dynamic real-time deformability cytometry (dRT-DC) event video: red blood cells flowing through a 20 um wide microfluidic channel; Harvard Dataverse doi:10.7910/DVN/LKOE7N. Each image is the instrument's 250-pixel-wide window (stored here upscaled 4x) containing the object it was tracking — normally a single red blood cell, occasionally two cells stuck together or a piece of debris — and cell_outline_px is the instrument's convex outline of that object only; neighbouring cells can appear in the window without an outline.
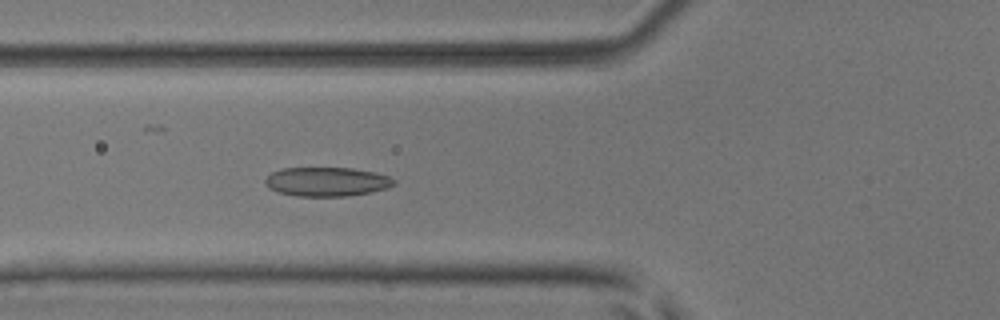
{"species": "common noctule bat (a hibernating species)", "species_latin": "Nyctalus noctula", "temperature_condition": "room temperature", "stored_images_in_passage": 44, "camera_frame_rate_fps": 3000, "um_per_image_px": 0.085, "animal": {"sex": "male", "body_mass_g": 17.9, "forearm_length_mm": 54.2}, "frame": {"image": 1, "passage_image": 14, "time_ms": 4.333, "image_size_px": [1000, 320], "cell_outline_px": [[396, 184], [388, 188], [372, 192], [348, 196], [296, 196], [280, 192], [268, 188], [264, 184], [264, 180], [272, 172], [284, 168], [352, 168], [372, 172], [388, 176], [396, 180]], "centroid_in_image_um": [27.79, 15.45], "position_along_channel_um": 98.0, "area_um2": 21.85}}
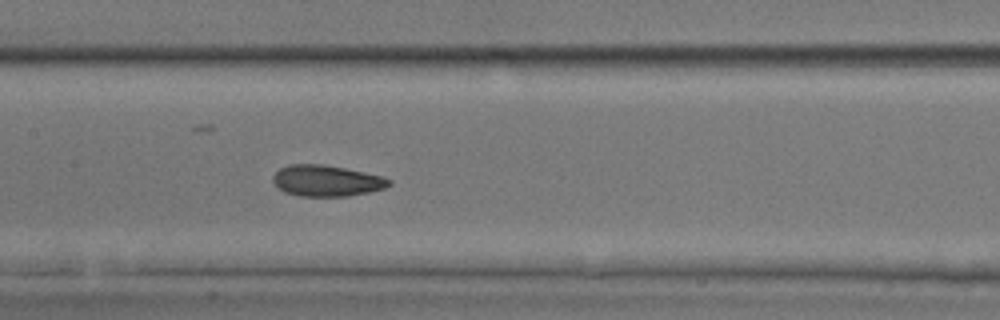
{"frame": {"image": 2, "passage_image": 20, "time_ms": 6.333, "image_size_px": [1000, 320], "cell_outline_px": [[392, 184], [384, 188], [368, 192], [348, 196], [300, 196], [284, 192], [276, 188], [272, 180], [272, 176], [280, 168], [288, 164], [324, 164], [384, 176], [392, 180]], "centroid_in_image_um": [27.74, 15.36], "position_along_channel_um": 179.7, "area_um2": 21.27}}
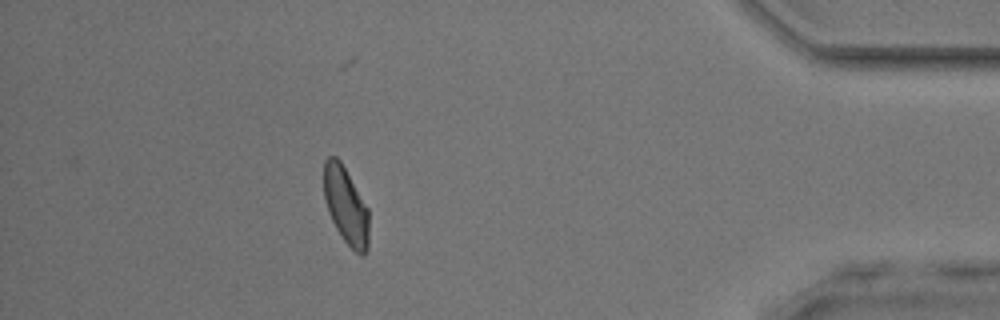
{"frame": {"image": 3, "passage_image": 40, "time_ms": 13.0, "image_size_px": [1000, 320], "cell_outline_px": [[368, 248], [364, 256], [360, 256], [344, 240], [336, 228], [328, 212], [324, 196], [324, 160], [328, 156], [336, 156], [340, 160], [368, 208]], "centroid_in_image_um": [29.39, 17.48], "position_along_channel_um": 405.8, "area_um2": 20.11}, "authors_computed_cell_mechanics": {"area_um2": 20.9525, "velocity_mm_per_s": 4.0842, "shape_relaxation_time_tau1_ms": 3.6712, "shape_relaxation_time_tau2_ms": 1.9169, "deformation_change_tau1": 0.1067, "deformation_change_tau2": 0.0791}}